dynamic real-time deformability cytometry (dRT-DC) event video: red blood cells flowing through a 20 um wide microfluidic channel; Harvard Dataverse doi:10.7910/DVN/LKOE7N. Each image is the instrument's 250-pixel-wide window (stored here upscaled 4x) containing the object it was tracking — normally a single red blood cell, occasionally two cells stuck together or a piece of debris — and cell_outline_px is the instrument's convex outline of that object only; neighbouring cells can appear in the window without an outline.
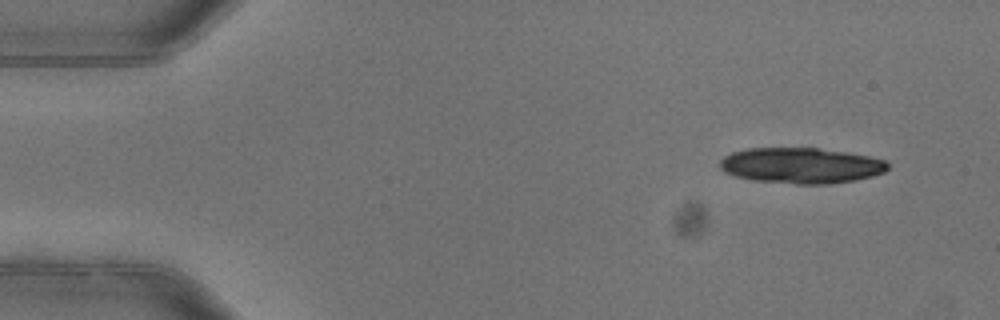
{"species": "common noctule bat (a hibernating species)", "species_latin": "Nyctalus noctula", "temperature_condition": "warm", "stored_images_in_passage": 2, "camera_frame_rate_fps": 3000, "um_per_image_px": 0.085, "animal": {"sex": "female"}, "frame": {"image": 1, "passage_image": 2, "time_ms": 0.333, "image_size_px": [1000, 320], "cell_outline_px": [[888, 168], [884, 172], [872, 176], [856, 180], [828, 184], [796, 184], [752, 180], [736, 176], [724, 172], [720, 168], [720, 160], [724, 156], [732, 152], [748, 148], [816, 148], [848, 152], [868, 156], [884, 160], [888, 164]], "centroid_in_image_um": [68.08, 14.07], "position_along_channel_um": 16.9, "area_um2": 34.97}}